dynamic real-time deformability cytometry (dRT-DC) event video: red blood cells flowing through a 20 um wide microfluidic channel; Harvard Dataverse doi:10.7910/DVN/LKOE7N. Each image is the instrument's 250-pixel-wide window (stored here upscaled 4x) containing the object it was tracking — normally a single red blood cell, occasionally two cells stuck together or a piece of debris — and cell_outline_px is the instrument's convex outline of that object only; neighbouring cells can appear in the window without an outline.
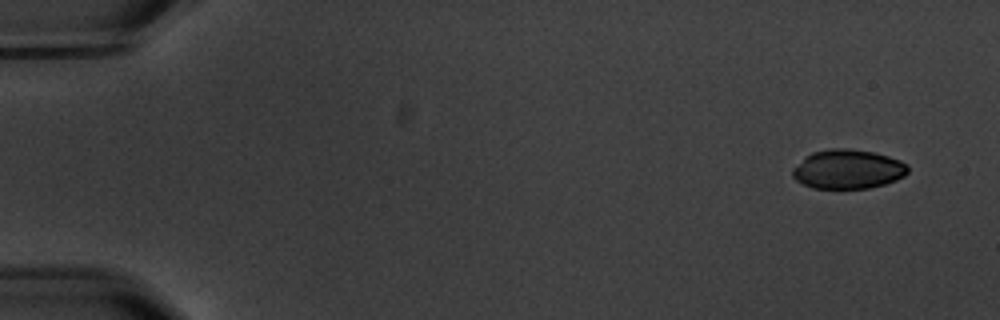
{"species": "common noctule bat (a hibernating species)", "species_latin": "Nyctalus noctula", "temperature_condition": "warm", "stored_images_in_passage": 5, "camera_frame_rate_fps": 3000, "um_per_image_px": 0.085, "animal": {"sex": "male", "body_mass_g": 20.1, "forearm_length_mm": 53.5}, "frame": {"image": 1, "passage_image": 1, "time_ms": 0.0, "image_size_px": [1000, 320], "cell_outline_px": [[908, 172], [904, 176], [896, 180], [884, 184], [868, 188], [812, 188], [796, 180], [792, 176], [792, 168], [804, 156], [812, 152], [832, 148], [848, 148], [872, 152], [888, 156], [900, 160], [908, 164]], "centroid_in_image_um": [72.05, 14.37], "position_along_channel_um": 12.9, "area_um2": 26.47}}
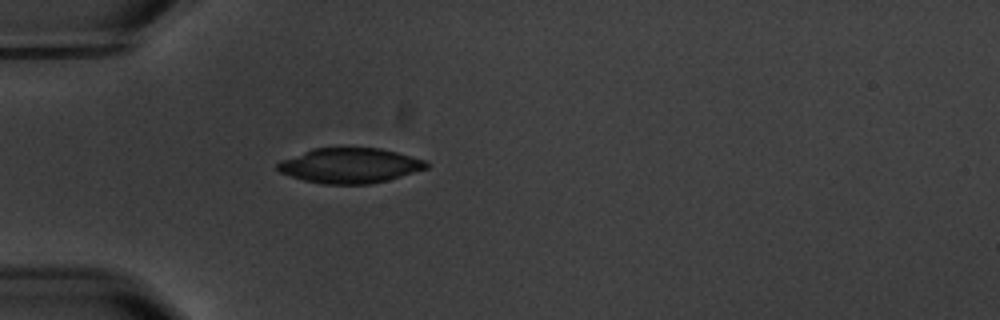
{"frame": {"image": 2, "passage_image": 5, "time_ms": 4.667, "image_size_px": [1000, 320], "cell_outline_px": [[428, 168], [388, 180], [368, 184], [320, 184], [304, 180], [280, 172], [276, 168], [276, 164], [280, 160], [312, 148], [380, 148], [396, 152], [424, 160], [428, 164]], "centroid_in_image_um": [29.7, 14.07], "position_along_channel_um": 55.3, "area_um2": 30.29}}